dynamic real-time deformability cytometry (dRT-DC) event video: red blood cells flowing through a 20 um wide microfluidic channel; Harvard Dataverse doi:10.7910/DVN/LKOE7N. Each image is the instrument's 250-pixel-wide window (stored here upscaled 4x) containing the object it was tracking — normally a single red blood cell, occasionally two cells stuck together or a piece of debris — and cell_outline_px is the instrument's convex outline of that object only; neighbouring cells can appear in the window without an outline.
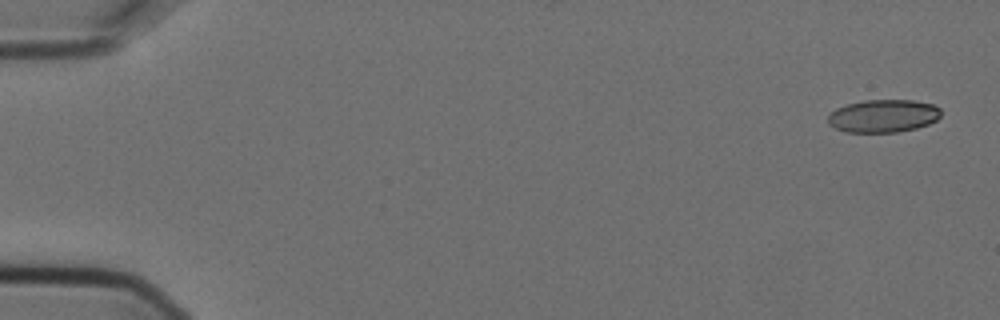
{"species": "Egyptian fruit bat (a non-hibernating species)", "species_latin": "Rousettus aegyptiacus", "temperature_condition": "cold", "stored_images_in_passage": 6, "camera_frame_rate_fps": 3000, "um_per_image_px": 0.085, "animal": {"sex": "female"}, "frame": {"image": 1, "passage_image": 1, "time_ms": 0.0, "image_size_px": [1000, 320], "cell_outline_px": [[940, 116], [936, 120], [928, 124], [916, 128], [896, 132], [844, 132], [828, 124], [828, 116], [836, 108], [848, 104], [864, 100], [912, 100], [932, 104], [940, 108]], "centroid_in_image_um": [75.07, 9.85], "position_along_channel_um": 9.9, "area_um2": 21.56}}
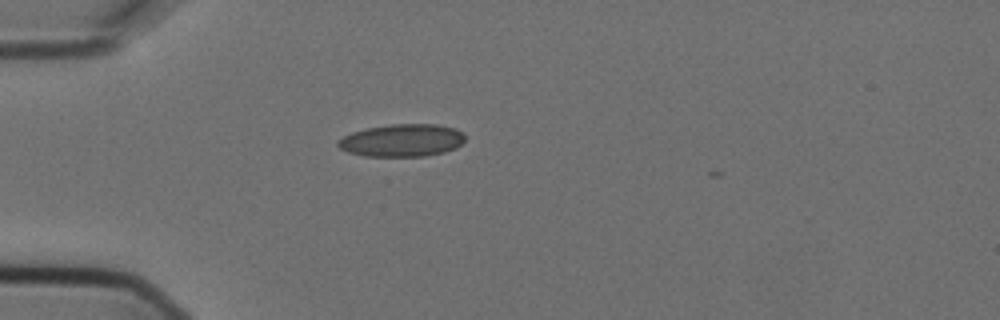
{"frame": {"image": 2, "passage_image": 5, "time_ms": 1.333, "image_size_px": [1000, 320], "cell_outline_px": [[464, 140], [456, 148], [444, 152], [424, 156], [364, 156], [348, 152], [340, 148], [336, 144], [344, 136], [352, 132], [368, 128], [392, 124], [436, 124], [456, 128], [464, 136]], "centroid_in_image_um": [34.18, 11.93], "position_along_channel_um": 50.8, "area_um2": 23.93}}